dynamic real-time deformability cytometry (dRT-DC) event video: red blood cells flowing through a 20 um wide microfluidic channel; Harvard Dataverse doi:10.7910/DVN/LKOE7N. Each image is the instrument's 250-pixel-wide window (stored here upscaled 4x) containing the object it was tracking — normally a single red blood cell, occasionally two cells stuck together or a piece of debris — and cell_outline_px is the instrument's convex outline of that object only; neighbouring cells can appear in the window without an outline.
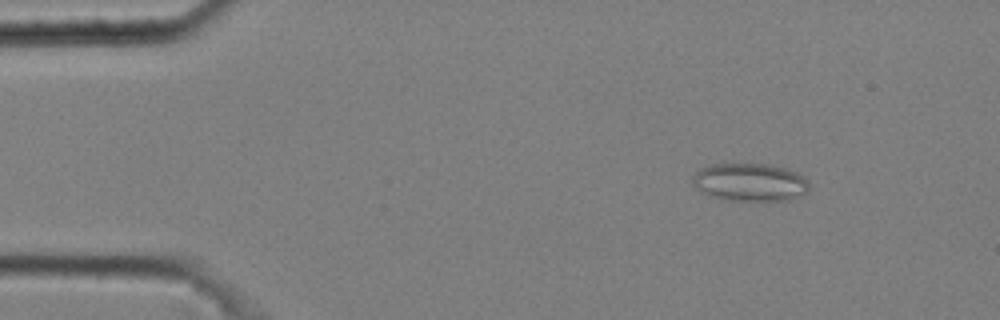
{"species": "common noctule bat (a hibernating species)", "species_latin": "Nyctalus noctula", "temperature_condition": "cold", "stored_images_in_passage": 8, "camera_frame_rate_fps": 3000, "um_per_image_px": 0.085, "animal": {"sex": "male", "body_mass_g": 20.4}, "frame": {"image": 1, "passage_image": 2, "time_ms": 0.333, "image_size_px": [1000, 320], "cell_outline_px": [[808, 192], [800, 196], [788, 200], [724, 200], [700, 192], [692, 184], [692, 176], [700, 168], [724, 160], [768, 164], [784, 168], [796, 172], [804, 176], [808, 180]], "centroid_in_image_um": [63.69, 15.44], "position_along_channel_um": 21.3, "area_um2": 26.7}}
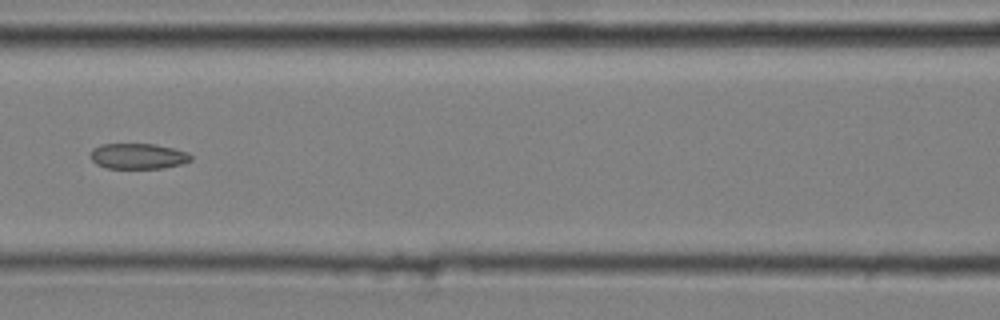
{"frame": {"image": 2, "passage_image": 7, "time_ms": 2.0, "image_size_px": [1000, 320], "cell_outline_px": [[192, 160], [180, 164], [164, 168], [104, 168], [96, 164], [92, 160], [92, 148], [100, 144], [156, 144], [188, 152], [192, 156]], "centroid_in_image_um": [11.74, 13.27], "position_along_channel_um": 154.9, "area_um2": 14.97}}
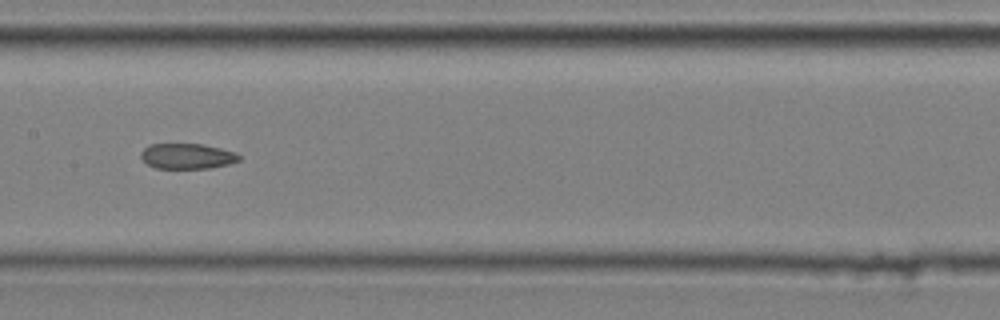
{"frame": {"image": 3, "passage_image": 8, "time_ms": 2.333, "image_size_px": [1000, 320], "cell_outline_px": [[240, 160], [228, 164], [212, 168], [156, 168], [148, 164], [140, 156], [140, 152], [148, 144], [204, 144], [236, 152], [240, 156]], "centroid_in_image_um": [15.91, 13.27], "position_along_channel_um": 191.5, "area_um2": 14.57}}